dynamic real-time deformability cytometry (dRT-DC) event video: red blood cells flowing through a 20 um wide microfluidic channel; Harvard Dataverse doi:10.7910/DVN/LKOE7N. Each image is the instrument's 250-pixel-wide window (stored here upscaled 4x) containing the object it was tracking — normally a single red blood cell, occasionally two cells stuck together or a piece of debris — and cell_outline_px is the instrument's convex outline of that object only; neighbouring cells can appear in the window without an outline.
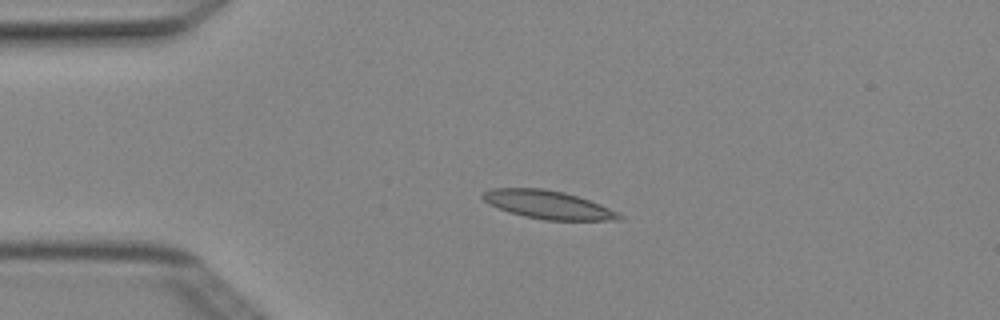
{"species": "Egyptian fruit bat (a non-hibernating species)", "species_latin": "Rousettus aegyptiacus", "temperature_condition": "cold", "stored_images_in_passage": 6, "camera_frame_rate_fps": 3000, "um_per_image_px": 0.085, "animal": {"sex": "female"}, "frame": {"image": 1, "passage_image": 2, "time_ms": 0.333, "image_size_px": [1000, 320], "cell_outline_px": [[624, 216], [620, 220], [544, 220], [524, 216], [508, 212], [496, 208], [488, 204], [480, 196], [484, 192], [492, 188], [544, 188], [564, 192], [600, 204], [620, 212]], "centroid_in_image_um": [46.57, 17.4], "position_along_channel_um": 38.4, "area_um2": 22.6}}
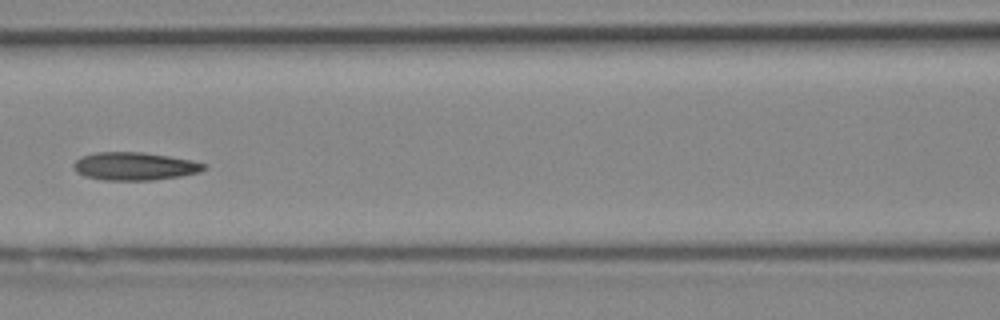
{"frame": {"image": 2, "passage_image": 5, "time_ms": 1.333, "image_size_px": [1000, 320], "cell_outline_px": [[208, 168], [200, 172], [180, 176], [152, 180], [104, 180], [84, 176], [76, 172], [72, 168], [72, 164], [80, 156], [96, 152], [140, 152], [168, 156], [192, 160], [208, 164]], "centroid_in_image_um": [11.43, 14.13], "position_along_channel_um": 155.2, "area_um2": 21.44}}
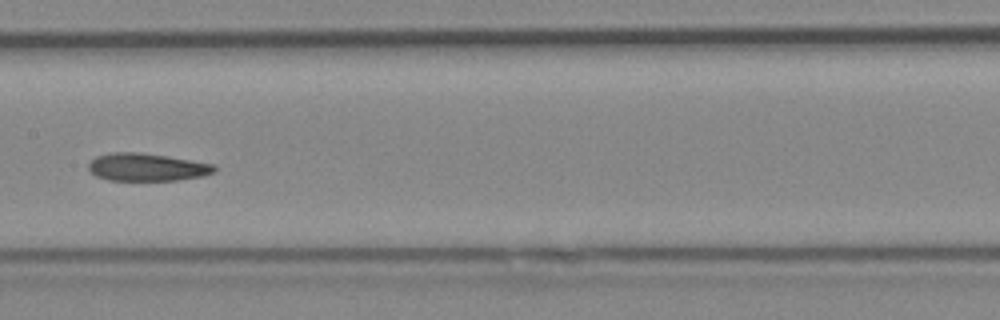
{"frame": {"image": 3, "passage_image": 6, "time_ms": 1.667, "image_size_px": [1000, 320], "cell_outline_px": [[216, 172], [204, 176], [176, 180], [108, 180], [96, 176], [88, 172], [88, 164], [96, 156], [112, 152], [140, 152], [216, 164]], "centroid_in_image_um": [12.48, 14.21], "position_along_channel_um": 194.9, "area_um2": 20.46}}